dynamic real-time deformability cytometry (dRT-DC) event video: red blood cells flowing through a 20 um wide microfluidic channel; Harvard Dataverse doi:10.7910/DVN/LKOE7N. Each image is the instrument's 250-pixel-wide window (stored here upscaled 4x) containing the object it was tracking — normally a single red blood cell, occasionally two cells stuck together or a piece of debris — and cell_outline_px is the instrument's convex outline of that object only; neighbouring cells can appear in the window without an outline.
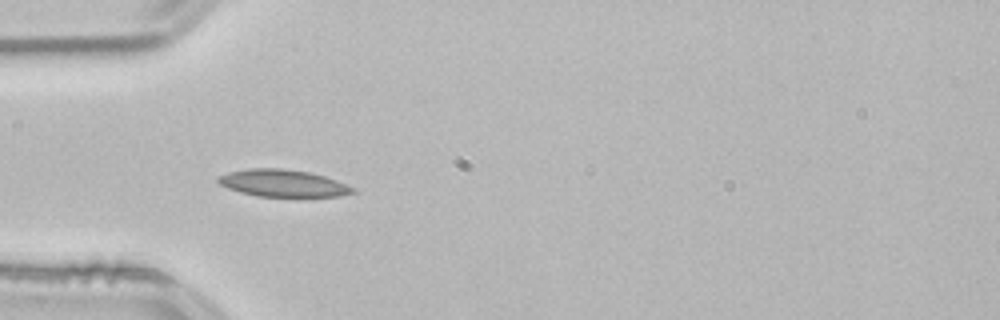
{"species": "common noctule bat (a hibernating species)", "species_latin": "Nyctalus noctula", "temperature_condition": "room temperature", "stored_images_in_passage": 37, "camera_frame_rate_fps": 3000, "um_per_image_px": 0.085, "animal": {"sex": "male", "body_mass_g": 21.5, "forearm_length_mm": 52.0}, "frame": {"image": 1, "passage_image": 15, "time_ms": 4.667, "image_size_px": [1000, 320], "cell_outline_px": [[356, 192], [340, 196], [300, 200], [296, 200], [256, 196], [240, 192], [228, 188], [220, 184], [216, 180], [216, 176], [228, 172], [248, 168], [280, 168], [308, 172], [324, 176], [336, 180], [356, 188]], "centroid_in_image_um": [24.1, 15.63], "position_along_channel_um": 60.9, "area_um2": 22.54}}